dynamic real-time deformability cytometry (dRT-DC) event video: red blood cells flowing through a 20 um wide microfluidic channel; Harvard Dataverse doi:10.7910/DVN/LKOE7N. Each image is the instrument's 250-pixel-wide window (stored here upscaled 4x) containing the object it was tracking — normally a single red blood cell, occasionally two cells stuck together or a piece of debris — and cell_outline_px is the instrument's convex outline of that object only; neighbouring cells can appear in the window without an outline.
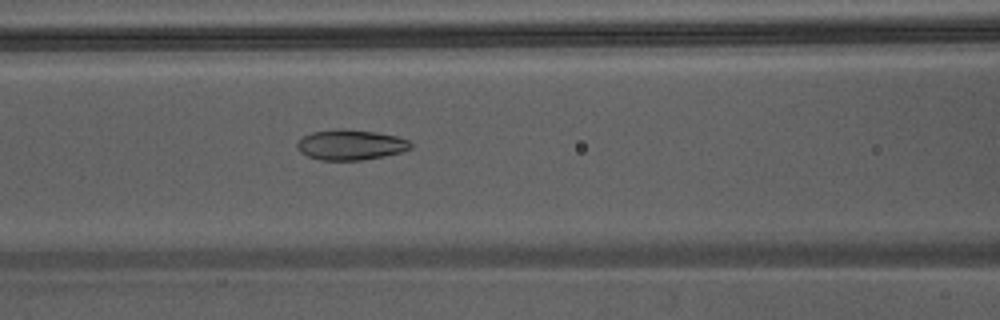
{"species": "Egyptian fruit bat (a non-hibernating species)", "species_latin": "Rousettus aegyptiacus", "temperature_condition": "warm", "stored_images_in_passage": 24, "camera_frame_rate_fps": 3000, "um_per_image_px": 0.085, "animal": {"sex": "male"}, "frame": {"image": 1, "passage_image": 7, "time_ms": 2.0, "image_size_px": [1000, 320], "cell_outline_px": [[412, 148], [400, 152], [384, 156], [360, 160], [320, 160], [308, 156], [300, 152], [296, 148], [296, 144], [304, 136], [312, 132], [340, 128], [344, 128], [376, 132], [396, 136], [408, 140], [412, 144]], "centroid_in_image_um": [29.79, 12.3], "position_along_channel_um": 136.8, "area_um2": 20.06}}
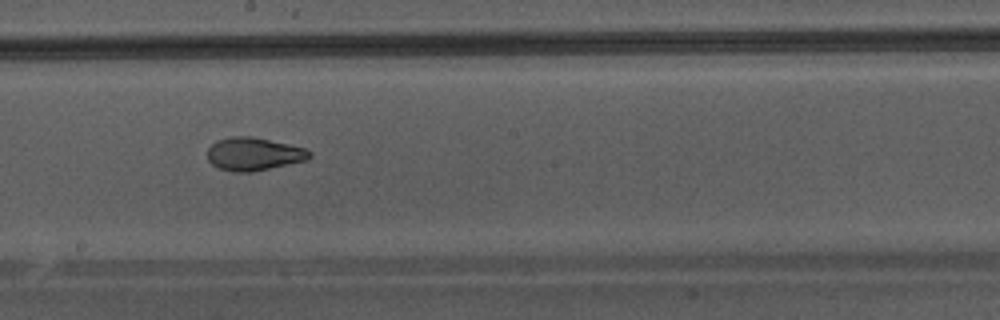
{"frame": {"image": 2, "passage_image": 13, "time_ms": 4.0, "image_size_px": [1000, 320], "cell_outline_px": [[312, 156], [308, 160], [252, 172], [236, 172], [220, 168], [212, 164], [208, 160], [208, 148], [216, 140], [232, 136], [252, 136], [288, 144], [304, 148], [312, 152]], "centroid_in_image_um": [21.58, 13.08], "position_along_channel_um": 226.6, "area_um2": 19.65}}
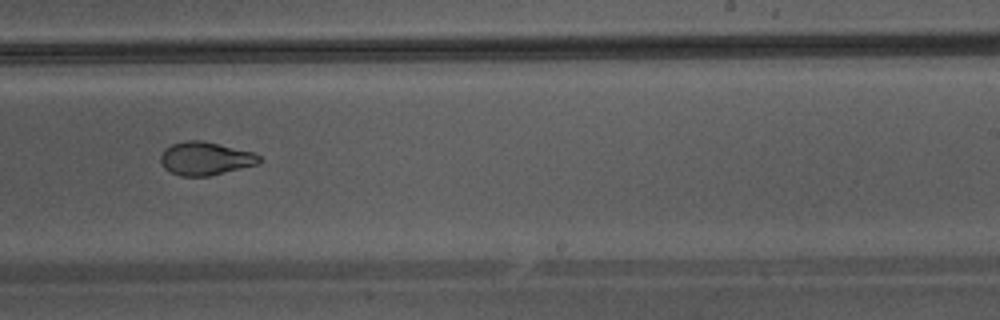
{"frame": {"image": 3, "passage_image": 16, "time_ms": 5.0, "image_size_px": [1000, 320], "cell_outline_px": [[264, 160], [260, 164], [208, 176], [180, 176], [164, 168], [160, 160], [160, 156], [164, 148], [172, 144], [188, 140], [200, 140], [252, 152], [260, 156]], "centroid_in_image_um": [17.47, 13.48], "position_along_channel_um": 271.5, "area_um2": 19.07}}